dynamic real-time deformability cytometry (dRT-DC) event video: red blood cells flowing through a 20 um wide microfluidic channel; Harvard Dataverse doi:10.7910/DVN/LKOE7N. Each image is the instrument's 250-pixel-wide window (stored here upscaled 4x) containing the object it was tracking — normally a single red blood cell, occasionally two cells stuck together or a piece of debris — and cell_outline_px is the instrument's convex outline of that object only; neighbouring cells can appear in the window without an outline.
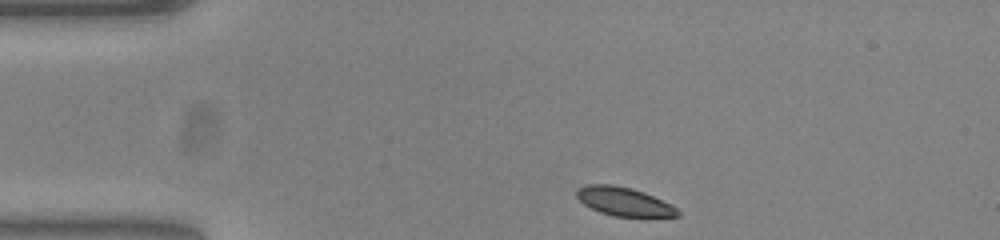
{"species": "common noctule bat (a hibernating species)", "species_latin": "Nyctalus noctula", "temperature_condition": "warm", "stored_images_in_passage": 44, "camera_frame_rate_fps": 3000, "um_per_image_px": 0.085, "animal": {"sex": "female", "body_mass_g": 23.0, "forearm_length_mm": 53.4}, "frame": {"image": 1, "passage_image": 1, "time_ms": 0.0, "image_size_px": [1000, 240], "cell_outline_px": [[680, 216], [616, 216], [600, 212], [584, 204], [576, 196], [576, 188], [588, 184], [612, 184], [632, 188], [644, 192], [672, 204], [680, 212]], "centroid_in_image_um": [53.03, 17.11], "position_along_channel_um": 32.0, "area_um2": 16.76}}
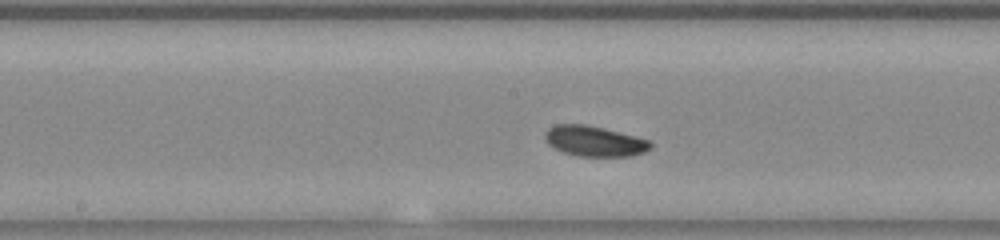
{"frame": {"image": 2, "passage_image": 18, "time_ms": 5.667, "image_size_px": [1000, 240], "cell_outline_px": [[652, 148], [644, 152], [632, 156], [576, 156], [564, 152], [548, 144], [544, 136], [548, 128], [556, 124], [584, 124], [648, 140], [652, 144]], "centroid_in_image_um": [50.5, 12.01], "position_along_channel_um": 197.7, "area_um2": 18.32}}
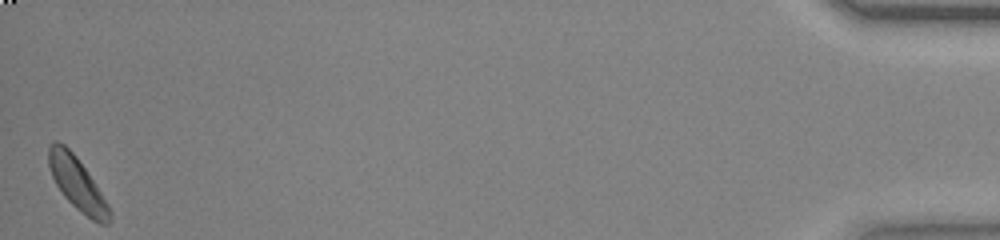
{"frame": {"image": 3, "passage_image": 44, "time_ms": 14.333, "image_size_px": [1000, 240], "cell_outline_px": [[112, 220], [108, 224], [100, 224], [92, 220], [80, 212], [64, 196], [56, 184], [52, 176], [48, 164], [48, 148], [56, 140], [64, 144], [76, 156], [108, 204], [112, 212]], "centroid_in_image_um": [6.57, 15.65], "position_along_channel_um": 428.6, "area_um2": 18.44}, "authors_computed_cell_mechanics": {"area_um2": 18.2648, "velocity_mm_per_s": 3.7953, "shape_relaxation_time_tau1_ms": 1.2154, "shape_relaxation_time_tau2_ms": 10.8403, "deformation_change_tau1": 0.0827, "deformation_change_tau2": 0.1413}}